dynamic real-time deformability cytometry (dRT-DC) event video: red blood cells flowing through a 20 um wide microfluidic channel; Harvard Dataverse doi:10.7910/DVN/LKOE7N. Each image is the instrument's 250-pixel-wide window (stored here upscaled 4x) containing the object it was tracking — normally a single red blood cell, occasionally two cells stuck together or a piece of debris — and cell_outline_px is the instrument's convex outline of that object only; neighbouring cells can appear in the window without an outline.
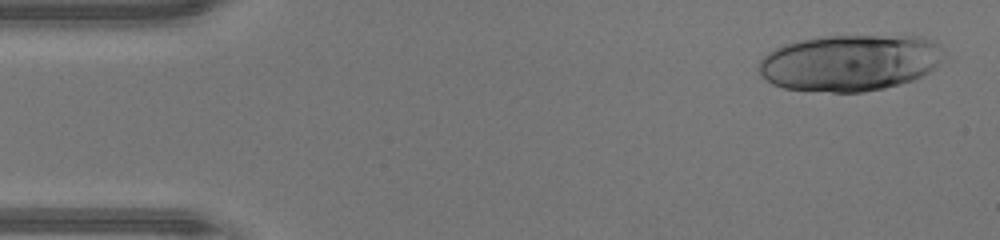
{"species": "human", "species_latin": "Homo sapiens", "temperature_condition": "warm", "stored_images_in_passage": 13, "camera_frame_rate_fps": 3000, "um_per_image_px": 0.085, "donor": {"sex": "male"}, "frame": {"image": 1, "passage_image": 2, "time_ms": 0.333, "image_size_px": [1000, 240], "cell_outline_px": [[944, 52], [936, 68], [912, 80], [900, 84], [884, 88], [864, 92], [832, 92], [784, 88], [772, 84], [760, 72], [760, 60], [768, 52], [784, 44], [796, 40], [828, 36], [920, 36], [932, 40]], "centroid_in_image_um": [72.25, 5.33], "position_along_channel_um": 12.8, "area_um2": 60.63}}